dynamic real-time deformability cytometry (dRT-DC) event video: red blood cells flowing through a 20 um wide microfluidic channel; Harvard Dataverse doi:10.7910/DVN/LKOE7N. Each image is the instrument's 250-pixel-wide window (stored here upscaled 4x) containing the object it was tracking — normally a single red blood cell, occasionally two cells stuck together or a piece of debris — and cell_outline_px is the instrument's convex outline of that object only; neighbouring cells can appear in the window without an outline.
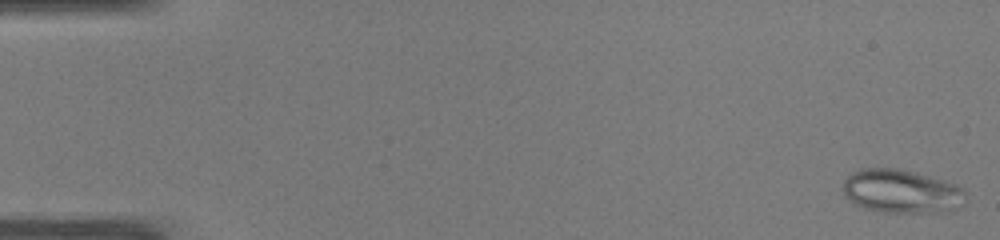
{"species": "common noctule bat (a hibernating species)", "species_latin": "Nyctalus noctula", "temperature_condition": "warm", "stored_images_in_passage": 49, "camera_frame_rate_fps": 3000, "um_per_image_px": 0.085, "animal": {"sex": "male", "body_mass_g": 19.0, "forearm_length_mm": 50.8}, "frame": {"image": 1, "passage_image": 1, "time_ms": 0.0, "image_size_px": [1000, 240], "cell_outline_px": [[968, 200], [964, 204], [948, 212], [884, 212], [864, 208], [848, 200], [844, 196], [844, 180], [852, 172], [860, 168], [900, 168], [916, 172], [944, 180], [956, 184], [964, 188]], "centroid_in_image_um": [76.67, 16.26], "position_along_channel_um": 8.3, "area_um2": 31.62}}
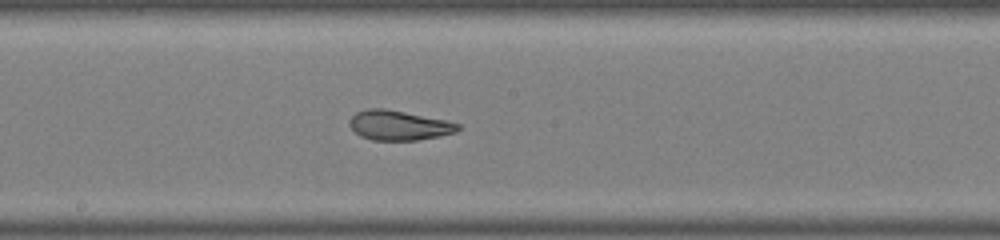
{"frame": {"image": 2, "passage_image": 27, "time_ms": 8.667, "image_size_px": [1000, 240], "cell_outline_px": [[460, 128], [456, 132], [440, 136], [416, 140], [372, 140], [360, 136], [348, 124], [348, 120], [356, 112], [368, 108], [384, 108], [444, 120], [460, 124]], "centroid_in_image_um": [33.87, 10.65], "position_along_channel_um": 214.3, "area_um2": 18.67}}
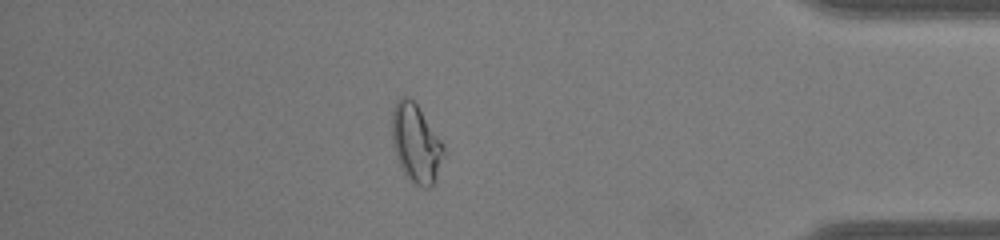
{"frame": {"image": 3, "passage_image": 43, "time_ms": 14.0, "image_size_px": [1000, 240], "cell_outline_px": [[444, 156], [436, 180], [432, 188], [424, 188], [416, 184], [404, 172], [396, 156], [392, 144], [392, 112], [396, 100], [400, 96], [408, 96], [416, 104], [444, 144]], "centroid_in_image_um": [35.36, 12.18], "position_along_channel_um": 399.8, "area_um2": 23.58}, "authors_computed_cell_mechanics": {"area_um2": 22.5998, "velocity_mm_per_s": 4.0932, "shape_relaxation_time_tau1_ms": null, "shape_relaxation_time_tau2_ms": 1.327, "deformation_change_tau1": null, "deformation_change_tau2": 0.0757}}